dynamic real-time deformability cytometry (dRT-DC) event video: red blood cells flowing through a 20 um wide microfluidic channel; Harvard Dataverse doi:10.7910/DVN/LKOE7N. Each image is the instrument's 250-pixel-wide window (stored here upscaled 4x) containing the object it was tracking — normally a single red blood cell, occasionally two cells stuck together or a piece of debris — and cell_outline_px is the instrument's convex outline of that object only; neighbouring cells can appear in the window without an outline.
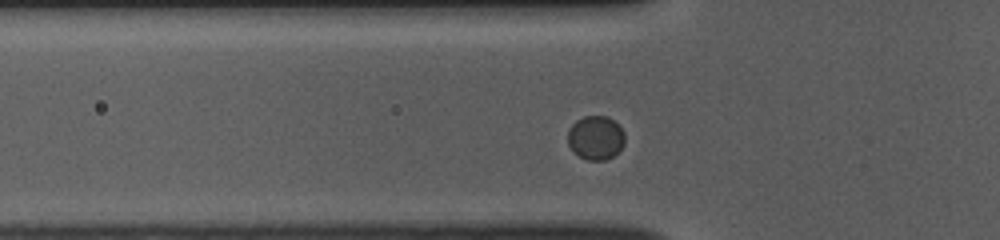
{"species": "common noctule bat (a hibernating species)", "species_latin": "Nyctalus noctula", "temperature_condition": "room temperature", "stored_images_in_passage": 46, "camera_frame_rate_fps": 3000, "um_per_image_px": 0.085, "animal": {"sex": "female", "body_mass_g": 10.0, "forearm_length_mm": 53.1}, "frame": {"image": 1, "passage_image": 10, "time_ms": 3.0, "image_size_px": [1000, 240], "cell_outline_px": [[624, 144], [612, 156], [604, 160], [588, 160], [572, 152], [568, 144], [568, 128], [576, 120], [584, 116], [608, 116], [624, 132]], "centroid_in_image_um": [50.59, 11.7], "position_along_channel_um": 75.2, "area_um2": 14.51}}
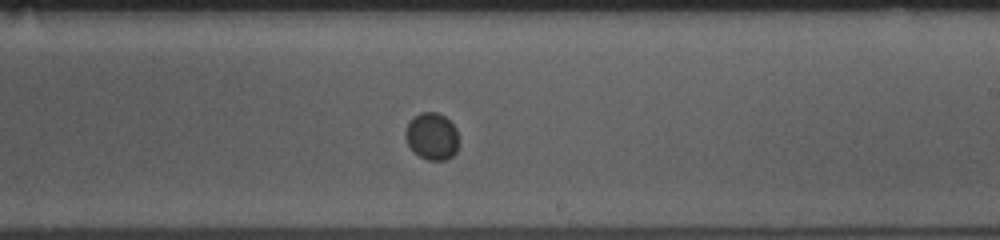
{"frame": {"image": 2, "passage_image": 24, "time_ms": 7.667, "image_size_px": [1000, 240], "cell_outline_px": [[456, 152], [452, 156], [444, 160], [428, 160], [420, 156], [408, 144], [404, 136], [404, 132], [408, 120], [420, 112], [436, 112], [444, 116], [456, 128]], "centroid_in_image_um": [36.67, 11.56], "position_along_channel_um": 252.3, "area_um2": 14.45}}
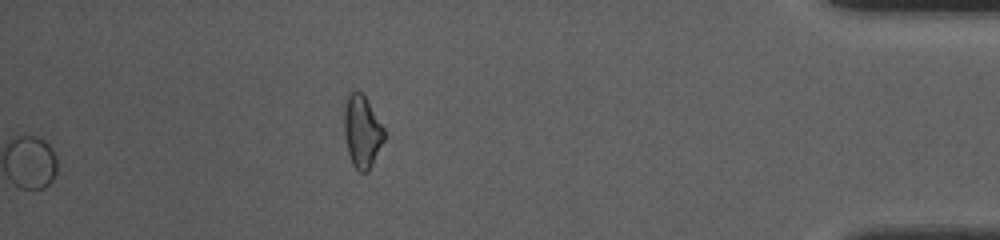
{"frame": {"image": 3, "passage_image": 46, "time_ms": 15.0, "image_size_px": [1000, 240], "cell_outline_px": [[384, 140], [368, 172], [360, 172], [352, 164], [348, 152], [344, 136], [344, 108], [348, 96], [356, 88], [364, 96], [384, 128]], "centroid_in_image_um": [30.76, 11.19], "position_along_channel_um": 404.4, "area_um2": 16.65}}